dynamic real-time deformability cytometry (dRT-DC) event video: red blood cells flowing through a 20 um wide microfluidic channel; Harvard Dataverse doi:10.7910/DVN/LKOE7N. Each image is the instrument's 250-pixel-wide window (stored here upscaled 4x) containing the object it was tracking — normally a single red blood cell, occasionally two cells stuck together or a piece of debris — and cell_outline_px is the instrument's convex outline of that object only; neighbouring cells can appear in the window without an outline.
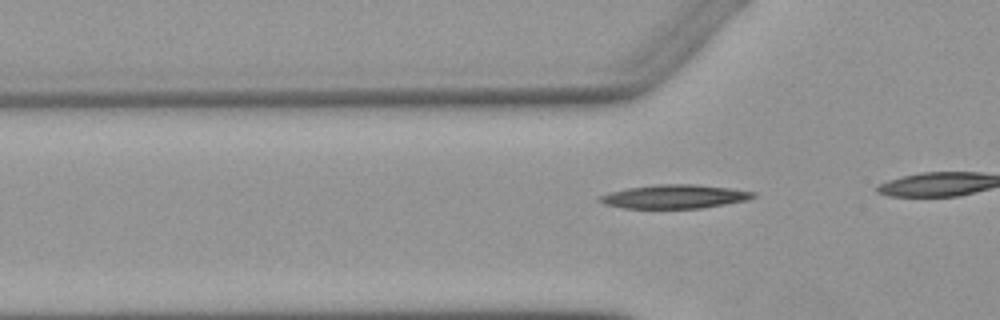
{"species": "Egyptian fruit bat (a non-hibernating species)", "species_latin": "Rousettus aegyptiacus", "temperature_condition": "warm", "stored_images_in_passage": 4, "segment_of_instrument_passage": [2, 2], "camera_frame_rate_fps": 3000, "um_per_image_px": 0.085, "animal": {"sex": "female"}, "frame": {"image": 1, "passage_image": 4, "time_ms": 3.667, "image_size_px": [1000, 320], "cell_outline_px": [[756, 196], [748, 200], [700, 208], [624, 208], [604, 204], [596, 200], [600, 196], [612, 192], [628, 188], [656, 184], [696, 184], [728, 188], [756, 192]], "centroid_in_image_um": [57.34, 16.7], "position_along_channel_um": 68.5, "area_um2": 21.1}}